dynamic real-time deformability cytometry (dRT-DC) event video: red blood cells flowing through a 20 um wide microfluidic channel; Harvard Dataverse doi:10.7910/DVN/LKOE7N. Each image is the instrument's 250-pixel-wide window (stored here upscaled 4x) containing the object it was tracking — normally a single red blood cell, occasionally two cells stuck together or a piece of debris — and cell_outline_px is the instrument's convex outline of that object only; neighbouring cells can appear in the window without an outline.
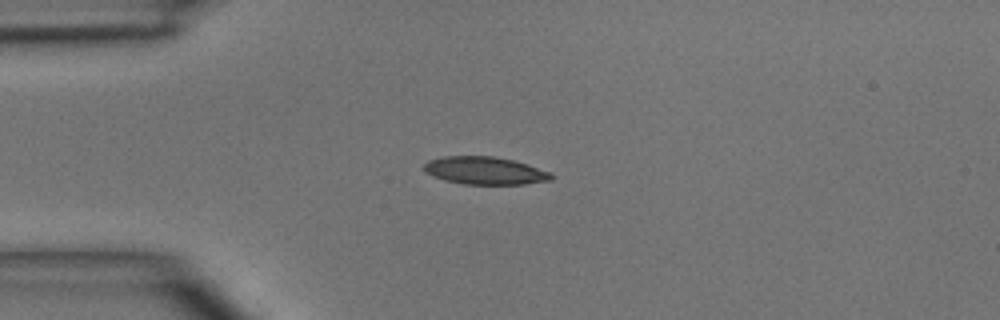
{"species": "common noctule bat (a hibernating species)", "species_latin": "Nyctalus noctula", "temperature_condition": "room temperature", "stored_images_in_passage": 3, "camera_frame_rate_fps": 3000, "um_per_image_px": 0.085, "animal": {"sex": "male", "body_mass_g": 15.6}, "frame": {"image": 1, "passage_image": 2, "time_ms": 1.333, "image_size_px": [1000, 320], "cell_outline_px": [[556, 176], [552, 180], [524, 184], [464, 184], [444, 180], [424, 172], [424, 164], [428, 160], [444, 156], [492, 156], [512, 160], [528, 164], [552, 172]], "centroid_in_image_um": [41.25, 14.5], "position_along_channel_um": 43.7, "area_um2": 20.69}}